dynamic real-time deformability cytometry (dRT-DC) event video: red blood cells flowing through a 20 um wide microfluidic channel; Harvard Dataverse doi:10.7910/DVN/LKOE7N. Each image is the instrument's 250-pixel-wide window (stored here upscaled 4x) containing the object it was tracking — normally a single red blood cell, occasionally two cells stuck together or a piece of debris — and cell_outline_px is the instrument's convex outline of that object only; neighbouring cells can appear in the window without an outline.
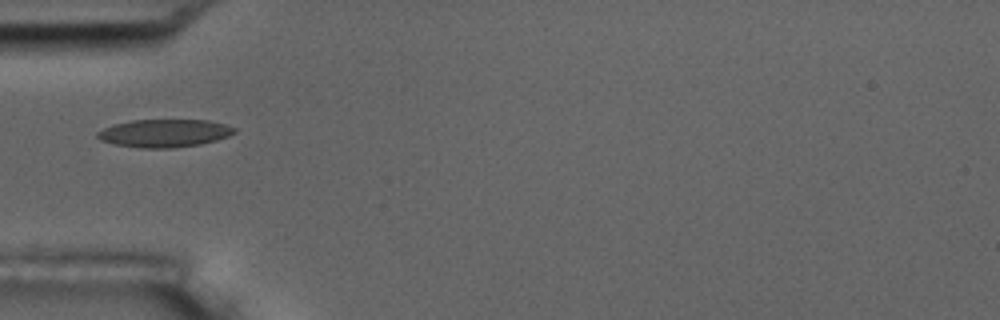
{"species": "common noctule bat (a hibernating species)", "species_latin": "Nyctalus noctula", "temperature_condition": "room temperature", "stored_images_in_passage": 11, "camera_frame_rate_fps": 3000, "um_per_image_px": 0.085, "animal": {"sex": "male", "body_mass_g": 17.5, "forearm_length_mm": 52.3}, "frame": {"image": 1, "passage_image": 1, "time_ms": 0.0, "image_size_px": [1000, 320], "cell_outline_px": [[236, 132], [228, 136], [216, 140], [200, 144], [172, 148], [140, 148], [116, 144], [100, 140], [96, 136], [96, 132], [112, 124], [132, 120], [208, 120], [224, 124], [236, 128]], "centroid_in_image_um": [13.95, 11.32], "position_along_channel_um": 71.0, "area_um2": 22.25}}
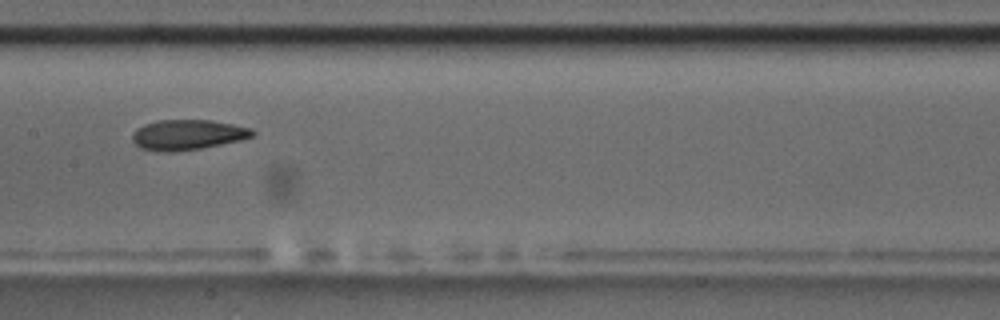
{"frame": {"image": 2, "passage_image": 4, "time_ms": 3.333, "image_size_px": [1000, 320], "cell_outline_px": [[256, 132], [252, 136], [240, 140], [200, 148], [172, 152], [164, 152], [140, 148], [132, 140], [132, 132], [136, 128], [144, 124], [156, 120], [212, 120], [252, 128]], "centroid_in_image_um": [15.92, 11.44], "position_along_channel_um": 191.5, "area_um2": 21.15}}
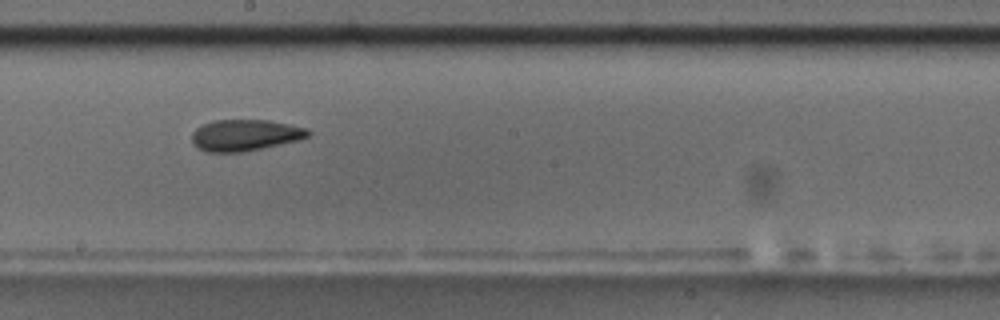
{"frame": {"image": 3, "passage_image": 5, "time_ms": 4.333, "image_size_px": [1000, 320], "cell_outline_px": [[312, 132], [308, 136], [300, 140], [240, 152], [208, 152], [192, 144], [192, 132], [196, 128], [212, 120], [268, 120], [308, 128]], "centroid_in_image_um": [20.83, 11.48], "position_along_channel_um": 227.4, "area_um2": 21.15}, "authors_computed_cell_mechanics": {"area_um2": 21.1548, "velocity_mm_per_s": 3.6134, "shape_relaxation_time_tau1_ms": null, "shape_relaxation_time_tau2_ms": 2.071, "deformation_change_tau1": null, "deformation_change_tau2": 0.05}}